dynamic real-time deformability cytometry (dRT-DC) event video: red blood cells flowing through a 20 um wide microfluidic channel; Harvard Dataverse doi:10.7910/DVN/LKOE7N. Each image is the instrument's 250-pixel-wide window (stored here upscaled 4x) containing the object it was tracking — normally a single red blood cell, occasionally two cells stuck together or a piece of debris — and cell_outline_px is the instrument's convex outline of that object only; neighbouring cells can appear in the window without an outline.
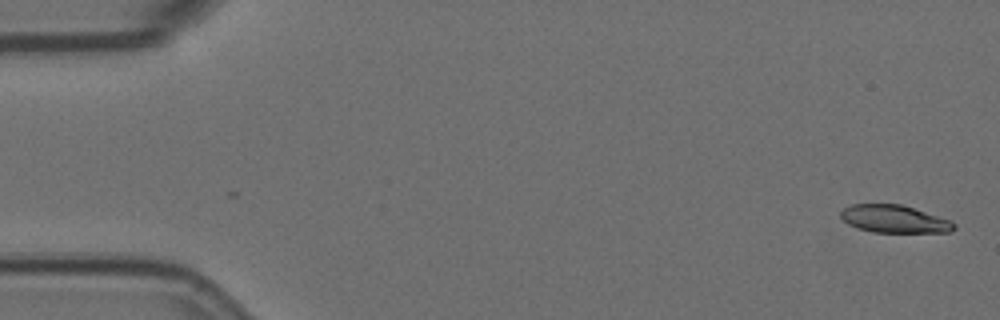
{"species": "Egyptian fruit bat (a non-hibernating species)", "species_latin": "Rousettus aegyptiacus", "temperature_condition": "room temperature", "stored_images_in_passage": 57, "camera_frame_rate_fps": 3000, "um_per_image_px": 0.085, "animal": {"sex": "female"}, "frame": {"image": 1, "passage_image": 1, "time_ms": 0.0, "image_size_px": [1000, 320], "cell_outline_px": [[956, 228], [952, 232], [872, 232], [848, 224], [840, 216], [840, 212], [844, 208], [852, 204], [900, 204], [952, 220], [956, 224]], "centroid_in_image_um": [76.05, 18.61], "position_along_channel_um": 9.0, "area_um2": 18.21}}
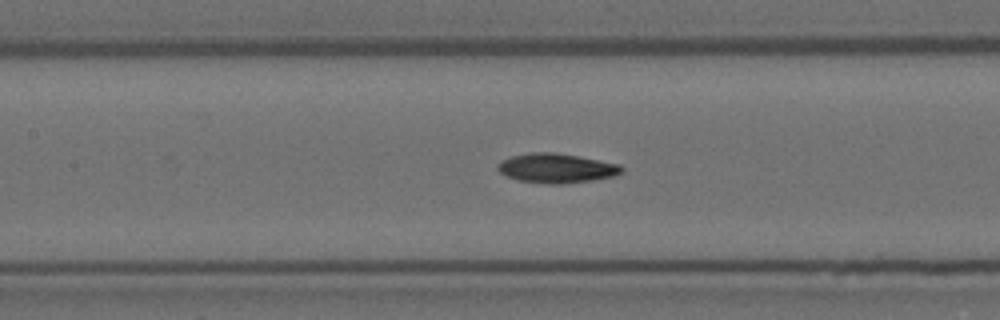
{"frame": {"image": 2, "passage_image": 25, "time_ms": 8.0, "image_size_px": [1000, 320], "cell_outline_px": [[624, 172], [612, 176], [592, 180], [564, 184], [544, 184], [520, 180], [508, 176], [500, 172], [496, 168], [504, 160], [512, 156], [532, 152], [552, 152], [576, 156], [620, 164], [624, 168]], "centroid_in_image_um": [47.33, 14.3], "position_along_channel_um": 160.1, "area_um2": 20.98}}
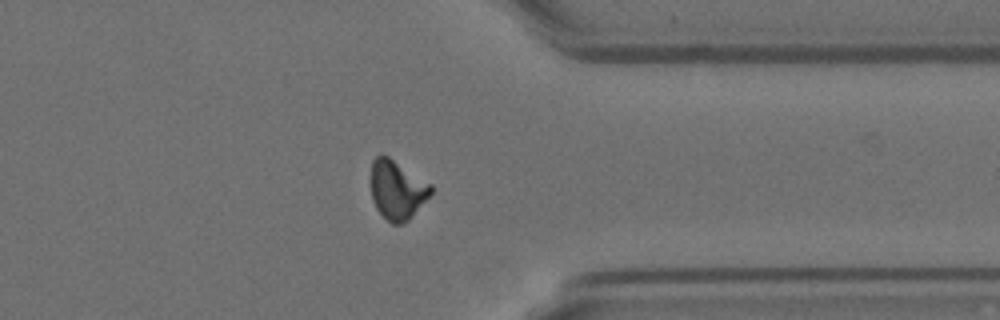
{"frame": {"image": 3, "passage_image": 44, "time_ms": 14.333, "image_size_px": [1000, 320], "cell_outline_px": [[432, 192], [408, 220], [400, 224], [392, 224], [376, 208], [372, 200], [368, 180], [368, 176], [372, 160], [380, 152], [388, 156], [432, 184]], "centroid_in_image_um": [33.68, 16.08], "position_along_channel_um": 377.7, "area_um2": 21.04}, "authors_computed_cell_mechanics": {"area_um2": 20.2878, "velocity_mm_per_s": 3.5598, "shape_relaxation_time_tau1_ms": null, "shape_relaxation_time_tau2_ms": 6.7625, "deformation_change_tau1": null, "deformation_change_tau2": 0.1259}}